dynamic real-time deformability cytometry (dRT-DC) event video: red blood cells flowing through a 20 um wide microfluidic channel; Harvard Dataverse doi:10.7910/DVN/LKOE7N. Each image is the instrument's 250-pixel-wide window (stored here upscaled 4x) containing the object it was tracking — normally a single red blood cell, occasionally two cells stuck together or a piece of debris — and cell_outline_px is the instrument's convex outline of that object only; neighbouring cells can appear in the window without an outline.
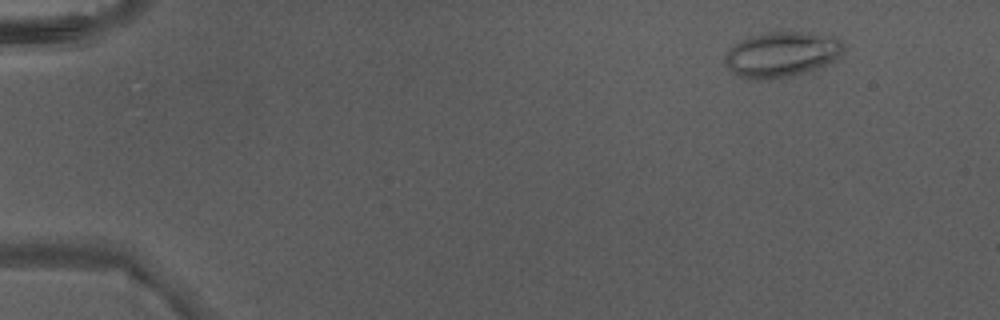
{"species": "Egyptian fruit bat (a non-hibernating species)", "species_latin": "Rousettus aegyptiacus", "temperature_condition": "warm", "stored_images_in_passage": 5, "camera_frame_rate_fps": 3000, "um_per_image_px": 0.085, "animal": {"sex": "male"}, "frame": {"image": 1, "passage_image": 5, "time_ms": 1.333, "image_size_px": [1000, 320], "cell_outline_px": [[844, 48], [836, 60], [788, 76], [764, 80], [760, 80], [740, 76], [732, 72], [724, 64], [724, 56], [740, 40], [752, 36], [768, 32], [812, 32], [836, 36], [844, 44]], "centroid_in_image_um": [66.44, 4.59], "position_along_channel_um": 18.6, "area_um2": 30.87}}